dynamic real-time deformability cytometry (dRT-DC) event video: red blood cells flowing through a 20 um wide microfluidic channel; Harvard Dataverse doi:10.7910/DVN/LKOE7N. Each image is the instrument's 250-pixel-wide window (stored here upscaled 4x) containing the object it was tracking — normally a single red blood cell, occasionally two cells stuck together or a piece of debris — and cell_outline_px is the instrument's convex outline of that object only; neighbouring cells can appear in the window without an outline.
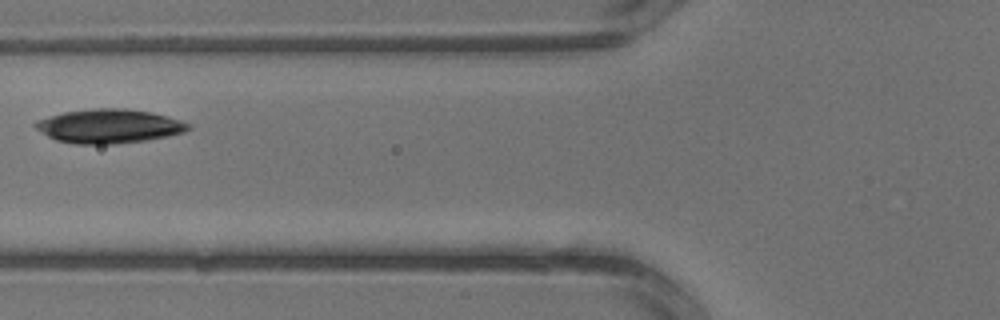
{"species": "common noctule bat (a hibernating species)", "species_latin": "Nyctalus noctula", "temperature_condition": "warm", "stored_images_in_passage": 2, "camera_frame_rate_fps": 3000, "um_per_image_px": 0.085, "animal": {"sex": "male", "body_mass_g": 13.3}, "frame": {"image": 1, "passage_image": 2, "time_ms": 0.333, "image_size_px": [1000, 320], "cell_outline_px": [[192, 128], [184, 132], [168, 136], [148, 140], [116, 144], [76, 144], [56, 140], [48, 136], [36, 128], [32, 124], [36, 120], [48, 116], [64, 112], [92, 108], [124, 108], [152, 112], [168, 116], [192, 124]], "centroid_in_image_um": [9.29, 10.72], "position_along_channel_um": 116.5, "area_um2": 30.58}}